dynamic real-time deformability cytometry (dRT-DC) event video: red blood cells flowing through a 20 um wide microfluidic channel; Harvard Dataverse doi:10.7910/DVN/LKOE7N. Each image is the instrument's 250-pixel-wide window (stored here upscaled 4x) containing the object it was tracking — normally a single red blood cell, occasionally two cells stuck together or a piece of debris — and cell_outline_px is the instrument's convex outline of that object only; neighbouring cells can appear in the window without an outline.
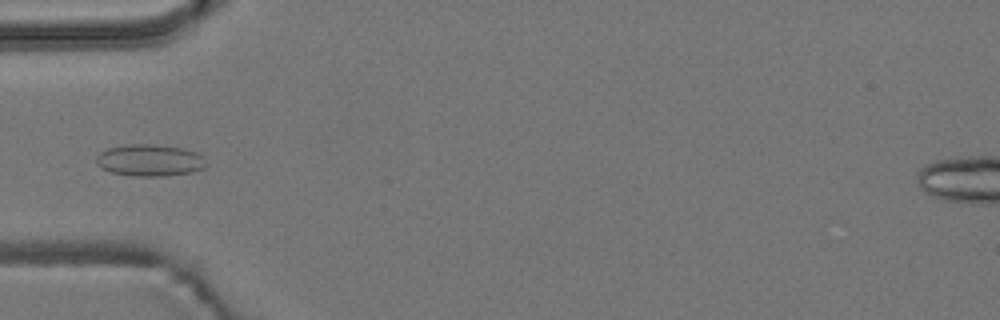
{"species": "common noctule bat (a hibernating species)", "species_latin": "Nyctalus noctula", "temperature_condition": "room temperature", "stored_images_in_passage": 10, "camera_frame_rate_fps": 3000, "um_per_image_px": 0.085, "animal": {"sex": "male", "body_mass_g": 19.2, "forearm_length_mm": 51.8}, "frame": {"image": 1, "passage_image": 4, "time_ms": 5.0, "image_size_px": [1000, 320], "cell_outline_px": [[208, 164], [204, 168], [192, 172], [164, 176], [132, 176], [112, 172], [100, 168], [96, 164], [96, 156], [100, 152], [108, 148], [124, 144], [156, 144], [184, 148], [196, 152], [204, 156]], "centroid_in_image_um": [12.74, 13.62], "position_along_channel_um": 72.3, "area_um2": 20.75}}
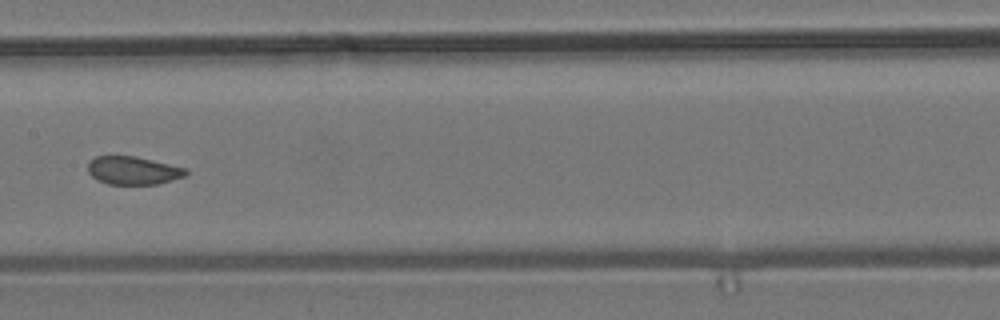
{"frame": {"image": 2, "passage_image": 7, "time_ms": 8.333, "image_size_px": [1000, 320], "cell_outline_px": [[188, 172], [184, 176], [156, 184], [108, 184], [96, 180], [88, 172], [88, 160], [96, 156], [136, 156], [188, 168]], "centroid_in_image_um": [11.29, 14.48], "position_along_channel_um": 196.1, "area_um2": 16.13}}
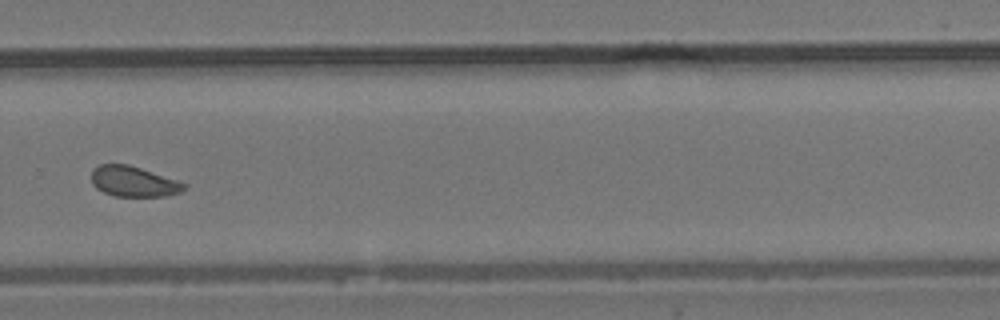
{"frame": {"image": 3, "passage_image": 10, "time_ms": 11.667, "image_size_px": [1000, 320], "cell_outline_px": [[188, 184], [180, 192], [164, 196], [116, 196], [104, 192], [96, 188], [92, 184], [92, 168], [100, 164], [128, 164]], "centroid_in_image_um": [11.31, 15.42], "position_along_channel_um": 318.5, "area_um2": 16.24}}